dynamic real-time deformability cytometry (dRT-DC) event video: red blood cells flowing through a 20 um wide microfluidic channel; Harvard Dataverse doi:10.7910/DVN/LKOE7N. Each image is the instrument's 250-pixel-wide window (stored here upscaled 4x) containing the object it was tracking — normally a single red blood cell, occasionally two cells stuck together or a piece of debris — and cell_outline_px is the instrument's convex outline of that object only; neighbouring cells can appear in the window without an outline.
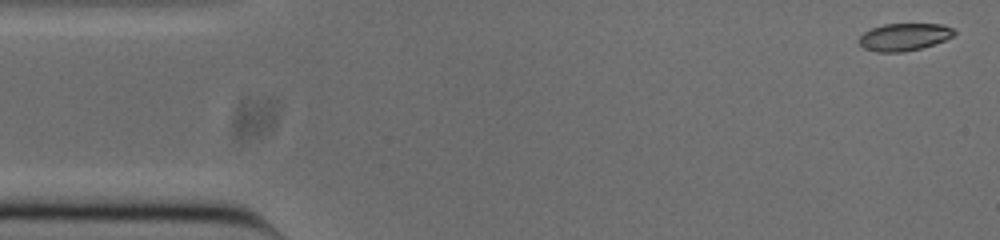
{"species": "common noctule bat (a hibernating species)", "species_latin": "Nyctalus noctula", "temperature_condition": "cold", "stored_images_in_passage": 51, "camera_frame_rate_fps": 3000, "um_per_image_px": 0.085, "animal": {"sex": "male", "body_mass_g": 20.0, "forearm_length_mm": 53.3}, "frame": {"image": 1, "passage_image": 1, "time_ms": 0.0, "image_size_px": [1000, 240], "cell_outline_px": [[956, 32], [952, 36], [944, 40], [920, 48], [904, 52], [876, 52], [864, 48], [860, 44], [860, 36], [864, 32], [872, 28], [884, 24], [944, 24], [952, 28]], "centroid_in_image_um": [76.85, 3.14], "position_along_channel_um": 8.2, "area_um2": 15.03}}
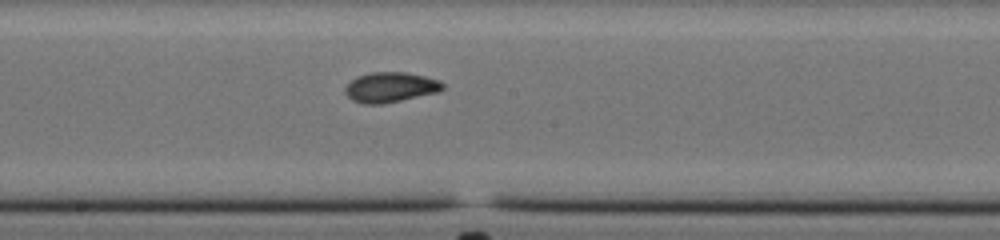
{"frame": {"image": 2, "passage_image": 26, "time_ms": 8.333, "image_size_px": [1000, 240], "cell_outline_px": [[444, 88], [440, 92], [384, 104], [364, 104], [352, 100], [344, 92], [344, 88], [356, 76], [372, 72], [404, 72], [424, 76], [440, 80], [444, 84]], "centroid_in_image_um": [33.2, 7.42], "position_along_channel_um": 215.0, "area_um2": 17.28}}
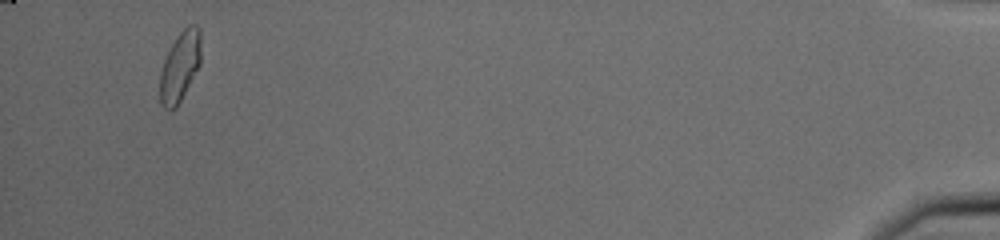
{"frame": {"image": 3, "passage_image": 49, "time_ms": 16.0, "image_size_px": [1000, 240], "cell_outline_px": [[200, 64], [176, 108], [164, 108], [160, 104], [160, 72], [164, 60], [176, 36], [188, 24], [196, 24], [200, 28]], "centroid_in_image_um": [15.3, 5.62], "position_along_channel_um": 419.9, "area_um2": 16.53}, "authors_computed_cell_mechanics": {"area_um2": 16.4152, "velocity_mm_per_s": 3.8465, "shape_relaxation_time_tau1_ms": 3.9256, "shape_relaxation_time_tau2_ms": 2.0714, "deformation_change_tau1": 0.1374, "deformation_change_tau2": 0.0497}}